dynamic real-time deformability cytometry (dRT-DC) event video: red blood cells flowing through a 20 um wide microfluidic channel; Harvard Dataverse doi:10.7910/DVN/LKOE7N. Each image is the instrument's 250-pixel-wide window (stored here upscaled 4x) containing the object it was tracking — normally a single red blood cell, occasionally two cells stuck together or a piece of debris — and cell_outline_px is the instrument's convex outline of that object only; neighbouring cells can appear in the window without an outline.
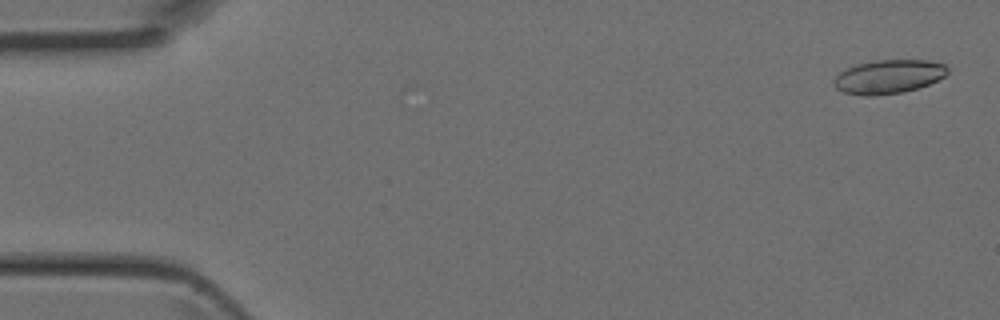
{"species": "Egyptian fruit bat (a non-hibernating species)", "species_latin": "Rousettus aegyptiacus", "temperature_condition": "room temperature", "stored_images_in_passage": 5, "camera_frame_rate_fps": 3000, "um_per_image_px": 0.085, "animal": {"sex": "female"}, "frame": {"image": 1, "passage_image": 1, "time_ms": 0.0, "image_size_px": [1000, 320], "cell_outline_px": [[948, 72], [944, 76], [928, 84], [904, 92], [872, 96], [868, 96], [844, 92], [836, 88], [832, 84], [832, 80], [840, 72], [856, 64], [876, 60], [928, 60], [944, 64], [948, 68]], "centroid_in_image_um": [75.5, 6.51], "position_along_channel_um": 9.5, "area_um2": 22.31}}
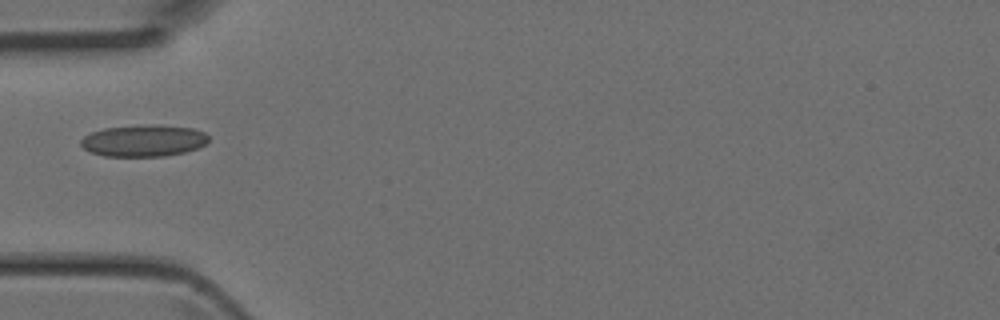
{"frame": {"image": 2, "passage_image": 5, "time_ms": 1.333, "image_size_px": [1000, 320], "cell_outline_px": [[208, 140], [204, 144], [196, 148], [184, 152], [164, 156], [104, 156], [92, 152], [84, 148], [80, 144], [80, 140], [84, 136], [92, 132], [104, 128], [152, 124], [156, 124], [192, 128], [204, 132], [208, 136]], "centroid_in_image_um": [12.2, 11.95], "position_along_channel_um": 72.8, "area_um2": 23.47}}